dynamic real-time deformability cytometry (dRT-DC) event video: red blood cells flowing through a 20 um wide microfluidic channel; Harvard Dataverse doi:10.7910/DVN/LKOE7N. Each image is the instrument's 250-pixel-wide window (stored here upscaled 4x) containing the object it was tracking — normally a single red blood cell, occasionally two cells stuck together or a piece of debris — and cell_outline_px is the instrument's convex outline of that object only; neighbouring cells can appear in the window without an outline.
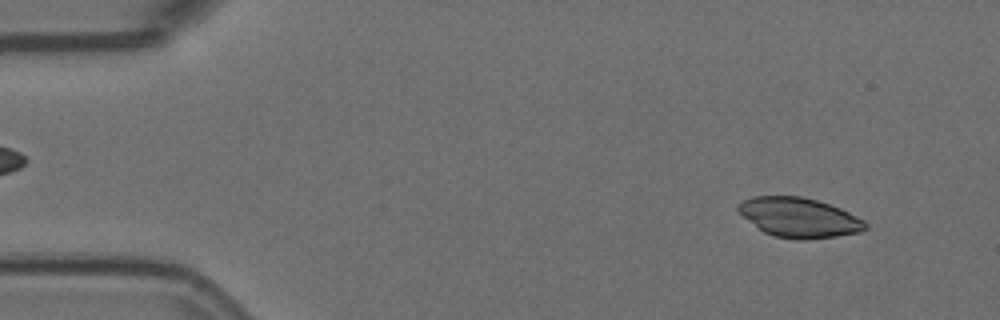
{"species": "Egyptian fruit bat (a non-hibernating species)", "species_latin": "Rousettus aegyptiacus", "temperature_condition": "room temperature", "stored_images_in_passage": 3, "camera_frame_rate_fps": 3000, "um_per_image_px": 0.085, "animal": {"sex": "female"}, "frame": {"image": 1, "passage_image": 1, "time_ms": 0.0, "image_size_px": [1000, 320], "cell_outline_px": [[868, 228], [860, 232], [836, 236], [808, 240], [796, 240], [772, 236], [764, 232], [744, 216], [736, 208], [744, 200], [752, 196], [800, 196], [816, 200], [840, 208], [864, 220], [868, 224]], "centroid_in_image_um": [67.95, 18.5], "position_along_channel_um": 17.0, "area_um2": 29.25}}